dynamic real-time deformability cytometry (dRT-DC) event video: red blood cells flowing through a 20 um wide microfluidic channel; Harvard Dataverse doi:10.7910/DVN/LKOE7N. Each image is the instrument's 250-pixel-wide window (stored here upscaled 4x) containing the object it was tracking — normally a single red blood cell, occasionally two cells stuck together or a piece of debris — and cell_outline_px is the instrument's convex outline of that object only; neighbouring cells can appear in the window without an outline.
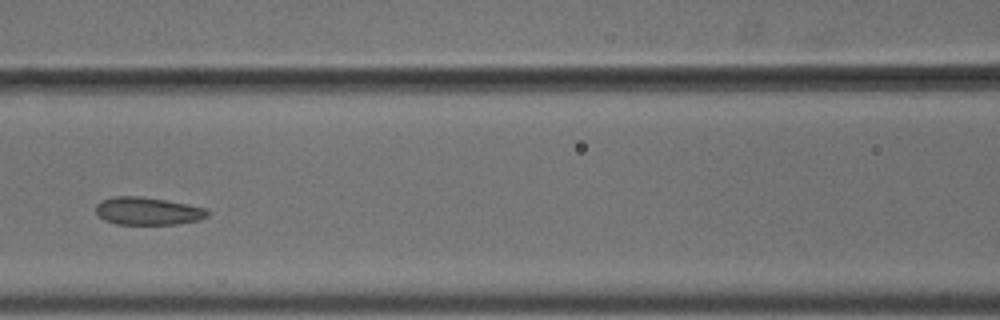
{"species": "common noctule bat (a hibernating species)", "species_latin": "Nyctalus noctula", "temperature_condition": "cold", "stored_images_in_passage": 5, "camera_frame_rate_fps": 3000, "um_per_image_px": 0.085, "animal": {"sex": "male", "body_mass_g": 18.8}, "frame": {"image": 1, "passage_image": 5, "time_ms": 1.333, "image_size_px": [1000, 320], "cell_outline_px": [[212, 212], [208, 216], [200, 220], [176, 224], [116, 224], [104, 220], [96, 212], [96, 204], [100, 200], [112, 196], [140, 196], [188, 204], [204, 208]], "centroid_in_image_um": [12.56, 17.94], "position_along_channel_um": 154.0, "area_um2": 18.15}}